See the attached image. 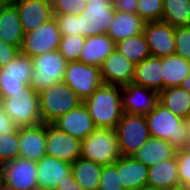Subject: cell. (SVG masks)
Segmentation results:
<instances>
[{"mask_svg":"<svg viewBox=\"0 0 190 190\" xmlns=\"http://www.w3.org/2000/svg\"><path fill=\"white\" fill-rule=\"evenodd\" d=\"M150 137L167 140L176 150L190 146V125L161 103L146 115Z\"/></svg>","mask_w":190,"mask_h":190,"instance_id":"obj_1","label":"cell"},{"mask_svg":"<svg viewBox=\"0 0 190 190\" xmlns=\"http://www.w3.org/2000/svg\"><path fill=\"white\" fill-rule=\"evenodd\" d=\"M83 104L96 128L115 129L123 115L121 86L102 83Z\"/></svg>","mask_w":190,"mask_h":190,"instance_id":"obj_2","label":"cell"},{"mask_svg":"<svg viewBox=\"0 0 190 190\" xmlns=\"http://www.w3.org/2000/svg\"><path fill=\"white\" fill-rule=\"evenodd\" d=\"M0 102L18 128L43 123L39 94L30 85H26L16 93H0Z\"/></svg>","mask_w":190,"mask_h":190,"instance_id":"obj_3","label":"cell"},{"mask_svg":"<svg viewBox=\"0 0 190 190\" xmlns=\"http://www.w3.org/2000/svg\"><path fill=\"white\" fill-rule=\"evenodd\" d=\"M39 94L40 113L43 123H52L58 117L78 107L83 101L64 82L55 83Z\"/></svg>","mask_w":190,"mask_h":190,"instance_id":"obj_4","label":"cell"},{"mask_svg":"<svg viewBox=\"0 0 190 190\" xmlns=\"http://www.w3.org/2000/svg\"><path fill=\"white\" fill-rule=\"evenodd\" d=\"M81 157L105 166L122 157L115 129L96 128L82 140Z\"/></svg>","mask_w":190,"mask_h":190,"instance_id":"obj_5","label":"cell"},{"mask_svg":"<svg viewBox=\"0 0 190 190\" xmlns=\"http://www.w3.org/2000/svg\"><path fill=\"white\" fill-rule=\"evenodd\" d=\"M115 131L122 156H133L150 138L144 115L123 113Z\"/></svg>","mask_w":190,"mask_h":190,"instance_id":"obj_6","label":"cell"},{"mask_svg":"<svg viewBox=\"0 0 190 190\" xmlns=\"http://www.w3.org/2000/svg\"><path fill=\"white\" fill-rule=\"evenodd\" d=\"M32 59L34 69L30 86L38 93L63 81L68 62L58 50L38 55Z\"/></svg>","mask_w":190,"mask_h":190,"instance_id":"obj_7","label":"cell"},{"mask_svg":"<svg viewBox=\"0 0 190 190\" xmlns=\"http://www.w3.org/2000/svg\"><path fill=\"white\" fill-rule=\"evenodd\" d=\"M114 0H86V8L78 15L81 18V34L86 37L107 34L114 20Z\"/></svg>","mask_w":190,"mask_h":190,"instance_id":"obj_8","label":"cell"},{"mask_svg":"<svg viewBox=\"0 0 190 190\" xmlns=\"http://www.w3.org/2000/svg\"><path fill=\"white\" fill-rule=\"evenodd\" d=\"M61 33L53 17L38 29L27 32L21 45V54L34 58L38 55L58 50Z\"/></svg>","mask_w":190,"mask_h":190,"instance_id":"obj_9","label":"cell"},{"mask_svg":"<svg viewBox=\"0 0 190 190\" xmlns=\"http://www.w3.org/2000/svg\"><path fill=\"white\" fill-rule=\"evenodd\" d=\"M63 81L84 101L103 83L100 67L80 61L68 62Z\"/></svg>","mask_w":190,"mask_h":190,"instance_id":"obj_10","label":"cell"},{"mask_svg":"<svg viewBox=\"0 0 190 190\" xmlns=\"http://www.w3.org/2000/svg\"><path fill=\"white\" fill-rule=\"evenodd\" d=\"M33 69V59L20 53L0 68V93H16L30 85Z\"/></svg>","mask_w":190,"mask_h":190,"instance_id":"obj_11","label":"cell"},{"mask_svg":"<svg viewBox=\"0 0 190 190\" xmlns=\"http://www.w3.org/2000/svg\"><path fill=\"white\" fill-rule=\"evenodd\" d=\"M82 140L46 124V155L72 164L81 157Z\"/></svg>","mask_w":190,"mask_h":190,"instance_id":"obj_12","label":"cell"},{"mask_svg":"<svg viewBox=\"0 0 190 190\" xmlns=\"http://www.w3.org/2000/svg\"><path fill=\"white\" fill-rule=\"evenodd\" d=\"M159 93L134 83L121 86L123 113L148 115L159 102Z\"/></svg>","mask_w":190,"mask_h":190,"instance_id":"obj_13","label":"cell"},{"mask_svg":"<svg viewBox=\"0 0 190 190\" xmlns=\"http://www.w3.org/2000/svg\"><path fill=\"white\" fill-rule=\"evenodd\" d=\"M143 34L151 56L164 58L175 54V27L163 21L145 22Z\"/></svg>","mask_w":190,"mask_h":190,"instance_id":"obj_14","label":"cell"},{"mask_svg":"<svg viewBox=\"0 0 190 190\" xmlns=\"http://www.w3.org/2000/svg\"><path fill=\"white\" fill-rule=\"evenodd\" d=\"M15 6L24 33L38 29L54 17L51 0H10Z\"/></svg>","mask_w":190,"mask_h":190,"instance_id":"obj_15","label":"cell"},{"mask_svg":"<svg viewBox=\"0 0 190 190\" xmlns=\"http://www.w3.org/2000/svg\"><path fill=\"white\" fill-rule=\"evenodd\" d=\"M3 181L15 190H34L37 185V162L17 158L3 165Z\"/></svg>","mask_w":190,"mask_h":190,"instance_id":"obj_16","label":"cell"},{"mask_svg":"<svg viewBox=\"0 0 190 190\" xmlns=\"http://www.w3.org/2000/svg\"><path fill=\"white\" fill-rule=\"evenodd\" d=\"M52 124L79 140L86 139L96 129L92 117L83 103L58 117Z\"/></svg>","mask_w":190,"mask_h":190,"instance_id":"obj_17","label":"cell"},{"mask_svg":"<svg viewBox=\"0 0 190 190\" xmlns=\"http://www.w3.org/2000/svg\"><path fill=\"white\" fill-rule=\"evenodd\" d=\"M135 64L114 50L101 64L100 75L105 84L123 86L132 83Z\"/></svg>","mask_w":190,"mask_h":190,"instance_id":"obj_18","label":"cell"},{"mask_svg":"<svg viewBox=\"0 0 190 190\" xmlns=\"http://www.w3.org/2000/svg\"><path fill=\"white\" fill-rule=\"evenodd\" d=\"M46 156V123L19 127V158L38 162Z\"/></svg>","mask_w":190,"mask_h":190,"instance_id":"obj_19","label":"cell"},{"mask_svg":"<svg viewBox=\"0 0 190 190\" xmlns=\"http://www.w3.org/2000/svg\"><path fill=\"white\" fill-rule=\"evenodd\" d=\"M72 172V165L50 156H43L37 162L38 188L55 190L59 181L65 179Z\"/></svg>","mask_w":190,"mask_h":190,"instance_id":"obj_20","label":"cell"},{"mask_svg":"<svg viewBox=\"0 0 190 190\" xmlns=\"http://www.w3.org/2000/svg\"><path fill=\"white\" fill-rule=\"evenodd\" d=\"M116 168L124 190H136L147 185L148 167L133 156H122L116 160Z\"/></svg>","mask_w":190,"mask_h":190,"instance_id":"obj_21","label":"cell"},{"mask_svg":"<svg viewBox=\"0 0 190 190\" xmlns=\"http://www.w3.org/2000/svg\"><path fill=\"white\" fill-rule=\"evenodd\" d=\"M132 83L161 92L163 90L162 58L150 55L136 64Z\"/></svg>","mask_w":190,"mask_h":190,"instance_id":"obj_22","label":"cell"},{"mask_svg":"<svg viewBox=\"0 0 190 190\" xmlns=\"http://www.w3.org/2000/svg\"><path fill=\"white\" fill-rule=\"evenodd\" d=\"M147 185L160 190H169L180 186L176 155L148 168Z\"/></svg>","mask_w":190,"mask_h":190,"instance_id":"obj_23","label":"cell"},{"mask_svg":"<svg viewBox=\"0 0 190 190\" xmlns=\"http://www.w3.org/2000/svg\"><path fill=\"white\" fill-rule=\"evenodd\" d=\"M114 50L115 42L107 34L86 37L79 61L100 67Z\"/></svg>","mask_w":190,"mask_h":190,"instance_id":"obj_24","label":"cell"},{"mask_svg":"<svg viewBox=\"0 0 190 190\" xmlns=\"http://www.w3.org/2000/svg\"><path fill=\"white\" fill-rule=\"evenodd\" d=\"M144 25L145 21L138 14L115 10L114 20L107 35L116 43L125 38L142 34Z\"/></svg>","mask_w":190,"mask_h":190,"instance_id":"obj_25","label":"cell"},{"mask_svg":"<svg viewBox=\"0 0 190 190\" xmlns=\"http://www.w3.org/2000/svg\"><path fill=\"white\" fill-rule=\"evenodd\" d=\"M24 35L18 12L9 1L0 11V40L21 48Z\"/></svg>","mask_w":190,"mask_h":190,"instance_id":"obj_26","label":"cell"},{"mask_svg":"<svg viewBox=\"0 0 190 190\" xmlns=\"http://www.w3.org/2000/svg\"><path fill=\"white\" fill-rule=\"evenodd\" d=\"M176 151L177 150L167 140L150 137L141 148L137 150L133 157L149 168L160 161L173 158Z\"/></svg>","mask_w":190,"mask_h":190,"instance_id":"obj_27","label":"cell"},{"mask_svg":"<svg viewBox=\"0 0 190 190\" xmlns=\"http://www.w3.org/2000/svg\"><path fill=\"white\" fill-rule=\"evenodd\" d=\"M159 103L184 120L190 116V93L182 87H169L159 92Z\"/></svg>","mask_w":190,"mask_h":190,"instance_id":"obj_28","label":"cell"},{"mask_svg":"<svg viewBox=\"0 0 190 190\" xmlns=\"http://www.w3.org/2000/svg\"><path fill=\"white\" fill-rule=\"evenodd\" d=\"M72 175L84 190H98L102 165L79 157L72 164Z\"/></svg>","mask_w":190,"mask_h":190,"instance_id":"obj_29","label":"cell"},{"mask_svg":"<svg viewBox=\"0 0 190 190\" xmlns=\"http://www.w3.org/2000/svg\"><path fill=\"white\" fill-rule=\"evenodd\" d=\"M163 89L180 86L190 74V61L173 54L162 58Z\"/></svg>","mask_w":190,"mask_h":190,"instance_id":"obj_30","label":"cell"},{"mask_svg":"<svg viewBox=\"0 0 190 190\" xmlns=\"http://www.w3.org/2000/svg\"><path fill=\"white\" fill-rule=\"evenodd\" d=\"M115 50L135 65L150 56L149 46L143 33L116 42Z\"/></svg>","mask_w":190,"mask_h":190,"instance_id":"obj_31","label":"cell"},{"mask_svg":"<svg viewBox=\"0 0 190 190\" xmlns=\"http://www.w3.org/2000/svg\"><path fill=\"white\" fill-rule=\"evenodd\" d=\"M190 0H163L161 21L173 27L189 26Z\"/></svg>","mask_w":190,"mask_h":190,"instance_id":"obj_32","label":"cell"},{"mask_svg":"<svg viewBox=\"0 0 190 190\" xmlns=\"http://www.w3.org/2000/svg\"><path fill=\"white\" fill-rule=\"evenodd\" d=\"M85 40L84 36H61L58 52L67 62L79 61Z\"/></svg>","mask_w":190,"mask_h":190,"instance_id":"obj_33","label":"cell"},{"mask_svg":"<svg viewBox=\"0 0 190 190\" xmlns=\"http://www.w3.org/2000/svg\"><path fill=\"white\" fill-rule=\"evenodd\" d=\"M19 158V128L10 134H0V165Z\"/></svg>","mask_w":190,"mask_h":190,"instance_id":"obj_34","label":"cell"},{"mask_svg":"<svg viewBox=\"0 0 190 190\" xmlns=\"http://www.w3.org/2000/svg\"><path fill=\"white\" fill-rule=\"evenodd\" d=\"M163 0H138L137 14L145 22L161 21Z\"/></svg>","mask_w":190,"mask_h":190,"instance_id":"obj_35","label":"cell"},{"mask_svg":"<svg viewBox=\"0 0 190 190\" xmlns=\"http://www.w3.org/2000/svg\"><path fill=\"white\" fill-rule=\"evenodd\" d=\"M98 190H124L120 183L116 161L112 164L102 166Z\"/></svg>","mask_w":190,"mask_h":190,"instance_id":"obj_36","label":"cell"},{"mask_svg":"<svg viewBox=\"0 0 190 190\" xmlns=\"http://www.w3.org/2000/svg\"><path fill=\"white\" fill-rule=\"evenodd\" d=\"M53 15L58 23L61 36H68V35L83 36L80 31L81 18L74 15L60 14V13H53Z\"/></svg>","mask_w":190,"mask_h":190,"instance_id":"obj_37","label":"cell"},{"mask_svg":"<svg viewBox=\"0 0 190 190\" xmlns=\"http://www.w3.org/2000/svg\"><path fill=\"white\" fill-rule=\"evenodd\" d=\"M175 54L190 61V26L175 28Z\"/></svg>","mask_w":190,"mask_h":190,"instance_id":"obj_38","label":"cell"},{"mask_svg":"<svg viewBox=\"0 0 190 190\" xmlns=\"http://www.w3.org/2000/svg\"><path fill=\"white\" fill-rule=\"evenodd\" d=\"M53 13L78 16L86 8V0H51Z\"/></svg>","mask_w":190,"mask_h":190,"instance_id":"obj_39","label":"cell"},{"mask_svg":"<svg viewBox=\"0 0 190 190\" xmlns=\"http://www.w3.org/2000/svg\"><path fill=\"white\" fill-rule=\"evenodd\" d=\"M180 186L190 187V148L176 151Z\"/></svg>","mask_w":190,"mask_h":190,"instance_id":"obj_40","label":"cell"},{"mask_svg":"<svg viewBox=\"0 0 190 190\" xmlns=\"http://www.w3.org/2000/svg\"><path fill=\"white\" fill-rule=\"evenodd\" d=\"M20 53V47L10 45L0 40V68L14 60Z\"/></svg>","mask_w":190,"mask_h":190,"instance_id":"obj_41","label":"cell"},{"mask_svg":"<svg viewBox=\"0 0 190 190\" xmlns=\"http://www.w3.org/2000/svg\"><path fill=\"white\" fill-rule=\"evenodd\" d=\"M18 127L9 118L0 102V134L13 133Z\"/></svg>","mask_w":190,"mask_h":190,"instance_id":"obj_42","label":"cell"},{"mask_svg":"<svg viewBox=\"0 0 190 190\" xmlns=\"http://www.w3.org/2000/svg\"><path fill=\"white\" fill-rule=\"evenodd\" d=\"M113 5L116 11L137 14L138 0H114Z\"/></svg>","mask_w":190,"mask_h":190,"instance_id":"obj_43","label":"cell"},{"mask_svg":"<svg viewBox=\"0 0 190 190\" xmlns=\"http://www.w3.org/2000/svg\"><path fill=\"white\" fill-rule=\"evenodd\" d=\"M55 190H84L75 180L72 173L65 177L62 181H59Z\"/></svg>","mask_w":190,"mask_h":190,"instance_id":"obj_44","label":"cell"},{"mask_svg":"<svg viewBox=\"0 0 190 190\" xmlns=\"http://www.w3.org/2000/svg\"><path fill=\"white\" fill-rule=\"evenodd\" d=\"M180 87L190 93V74L183 80Z\"/></svg>","mask_w":190,"mask_h":190,"instance_id":"obj_45","label":"cell"},{"mask_svg":"<svg viewBox=\"0 0 190 190\" xmlns=\"http://www.w3.org/2000/svg\"><path fill=\"white\" fill-rule=\"evenodd\" d=\"M0 190H15L10 185H8L5 181L0 184Z\"/></svg>","mask_w":190,"mask_h":190,"instance_id":"obj_46","label":"cell"},{"mask_svg":"<svg viewBox=\"0 0 190 190\" xmlns=\"http://www.w3.org/2000/svg\"><path fill=\"white\" fill-rule=\"evenodd\" d=\"M136 190H160V189H157V188L150 186V185H144V186L137 188Z\"/></svg>","mask_w":190,"mask_h":190,"instance_id":"obj_47","label":"cell"},{"mask_svg":"<svg viewBox=\"0 0 190 190\" xmlns=\"http://www.w3.org/2000/svg\"><path fill=\"white\" fill-rule=\"evenodd\" d=\"M169 190H190V187H186V186H177L174 188H171Z\"/></svg>","mask_w":190,"mask_h":190,"instance_id":"obj_48","label":"cell"},{"mask_svg":"<svg viewBox=\"0 0 190 190\" xmlns=\"http://www.w3.org/2000/svg\"><path fill=\"white\" fill-rule=\"evenodd\" d=\"M10 0H0V11L6 6Z\"/></svg>","mask_w":190,"mask_h":190,"instance_id":"obj_49","label":"cell"},{"mask_svg":"<svg viewBox=\"0 0 190 190\" xmlns=\"http://www.w3.org/2000/svg\"><path fill=\"white\" fill-rule=\"evenodd\" d=\"M3 182V165H0V184Z\"/></svg>","mask_w":190,"mask_h":190,"instance_id":"obj_50","label":"cell"},{"mask_svg":"<svg viewBox=\"0 0 190 190\" xmlns=\"http://www.w3.org/2000/svg\"><path fill=\"white\" fill-rule=\"evenodd\" d=\"M34 190H48V189H44V188H35Z\"/></svg>","mask_w":190,"mask_h":190,"instance_id":"obj_51","label":"cell"}]
</instances>
